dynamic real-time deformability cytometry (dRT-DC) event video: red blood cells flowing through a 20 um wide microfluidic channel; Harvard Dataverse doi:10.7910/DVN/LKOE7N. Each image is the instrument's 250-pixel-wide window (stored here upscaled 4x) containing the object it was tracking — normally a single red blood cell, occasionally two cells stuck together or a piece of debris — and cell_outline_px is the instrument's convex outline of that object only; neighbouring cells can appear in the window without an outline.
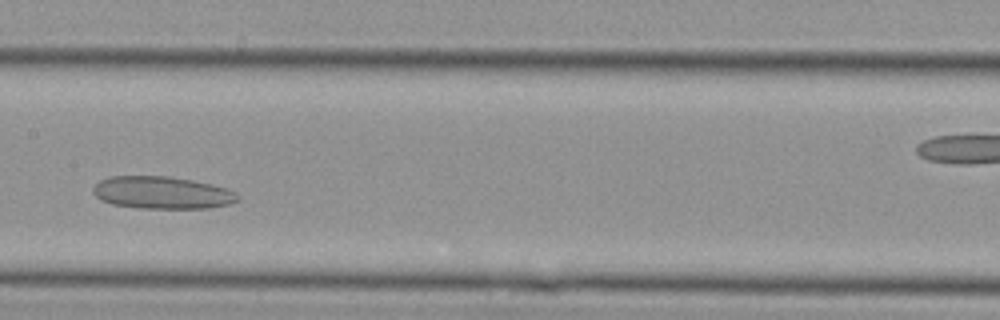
{"species": "Egyptian fruit bat (a non-hibernating species)", "species_latin": "Rousettus aegyptiacus", "temperature_condition": "cold", "stored_images_in_passage": 20, "camera_frame_rate_fps": 3000, "um_per_image_px": 0.085, "animal": {"sex": "female"}, "frame": {"image": 1, "passage_image": 12, "time_ms": 3.667, "image_size_px": [1000, 320], "cell_outline_px": [[240, 196], [236, 200], [228, 204], [212, 208], [140, 208], [112, 204], [100, 200], [92, 192], [92, 188], [100, 180], [112, 176], [168, 176], [192, 180], [212, 184], [236, 192]], "centroid_in_image_um": [13.75, 16.38], "position_along_channel_um": 193.6, "area_um2": 27.28}}
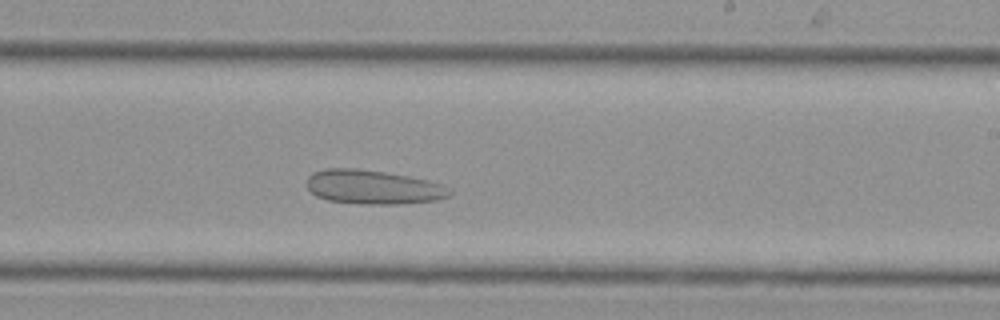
{"frame": {"image": 2, "passage_image": 15, "time_ms": 4.667, "image_size_px": [1000, 320], "cell_outline_px": [[452, 192], [448, 196], [436, 200], [404, 204], [360, 204], [328, 200], [316, 196], [308, 188], [308, 176], [312, 172], [324, 168], [356, 168], [384, 172], [408, 176], [428, 180], [452, 188]], "centroid_in_image_um": [31.72, 15.9], "position_along_channel_um": 257.3, "area_um2": 28.5}}